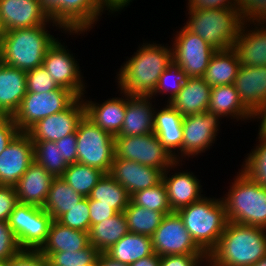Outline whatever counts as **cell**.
<instances>
[{
    "label": "cell",
    "instance_id": "d4e9b609",
    "mask_svg": "<svg viewBox=\"0 0 266 266\" xmlns=\"http://www.w3.org/2000/svg\"><path fill=\"white\" fill-rule=\"evenodd\" d=\"M53 178L34 161L14 186L18 203L43 207Z\"/></svg>",
    "mask_w": 266,
    "mask_h": 266
},
{
    "label": "cell",
    "instance_id": "ee69618b",
    "mask_svg": "<svg viewBox=\"0 0 266 266\" xmlns=\"http://www.w3.org/2000/svg\"><path fill=\"white\" fill-rule=\"evenodd\" d=\"M27 92L43 93L58 89V84L52 79L43 66L26 71Z\"/></svg>",
    "mask_w": 266,
    "mask_h": 266
},
{
    "label": "cell",
    "instance_id": "2e32d148",
    "mask_svg": "<svg viewBox=\"0 0 266 266\" xmlns=\"http://www.w3.org/2000/svg\"><path fill=\"white\" fill-rule=\"evenodd\" d=\"M33 162V142L20 132L0 154V185L15 186Z\"/></svg>",
    "mask_w": 266,
    "mask_h": 266
},
{
    "label": "cell",
    "instance_id": "5bb4252c",
    "mask_svg": "<svg viewBox=\"0 0 266 266\" xmlns=\"http://www.w3.org/2000/svg\"><path fill=\"white\" fill-rule=\"evenodd\" d=\"M153 250L159 256L206 254L193 240L176 211L165 214L152 236Z\"/></svg>",
    "mask_w": 266,
    "mask_h": 266
},
{
    "label": "cell",
    "instance_id": "94428289",
    "mask_svg": "<svg viewBox=\"0 0 266 266\" xmlns=\"http://www.w3.org/2000/svg\"><path fill=\"white\" fill-rule=\"evenodd\" d=\"M4 27H3V22L1 19V14H0V37L2 36V34L4 33Z\"/></svg>",
    "mask_w": 266,
    "mask_h": 266
},
{
    "label": "cell",
    "instance_id": "44dd1931",
    "mask_svg": "<svg viewBox=\"0 0 266 266\" xmlns=\"http://www.w3.org/2000/svg\"><path fill=\"white\" fill-rule=\"evenodd\" d=\"M239 98L256 116L266 103V66H240L234 82Z\"/></svg>",
    "mask_w": 266,
    "mask_h": 266
},
{
    "label": "cell",
    "instance_id": "f1b7e54d",
    "mask_svg": "<svg viewBox=\"0 0 266 266\" xmlns=\"http://www.w3.org/2000/svg\"><path fill=\"white\" fill-rule=\"evenodd\" d=\"M90 245L89 234L61 225L53 220L47 239L39 251L48 258L54 252L78 251Z\"/></svg>",
    "mask_w": 266,
    "mask_h": 266
},
{
    "label": "cell",
    "instance_id": "7bdbcfd3",
    "mask_svg": "<svg viewBox=\"0 0 266 266\" xmlns=\"http://www.w3.org/2000/svg\"><path fill=\"white\" fill-rule=\"evenodd\" d=\"M56 221L65 227L89 232L90 209L88 197H84L77 205L62 214Z\"/></svg>",
    "mask_w": 266,
    "mask_h": 266
},
{
    "label": "cell",
    "instance_id": "e0dca14e",
    "mask_svg": "<svg viewBox=\"0 0 266 266\" xmlns=\"http://www.w3.org/2000/svg\"><path fill=\"white\" fill-rule=\"evenodd\" d=\"M182 165H184L182 162L176 161L163 173L162 181L166 187L168 202L172 211H177L205 196V194H201L203 193L201 179L199 180L194 172L181 171L179 167L181 168ZM171 170L174 172L171 173Z\"/></svg>",
    "mask_w": 266,
    "mask_h": 266
},
{
    "label": "cell",
    "instance_id": "60d3db41",
    "mask_svg": "<svg viewBox=\"0 0 266 266\" xmlns=\"http://www.w3.org/2000/svg\"><path fill=\"white\" fill-rule=\"evenodd\" d=\"M188 78L187 74L179 66L172 63L159 77L157 87L151 97L155 99L158 95H168L166 97L168 100L165 99V103H169L178 94Z\"/></svg>",
    "mask_w": 266,
    "mask_h": 266
},
{
    "label": "cell",
    "instance_id": "91938a15",
    "mask_svg": "<svg viewBox=\"0 0 266 266\" xmlns=\"http://www.w3.org/2000/svg\"><path fill=\"white\" fill-rule=\"evenodd\" d=\"M252 266H266V256L259 259L255 264Z\"/></svg>",
    "mask_w": 266,
    "mask_h": 266
},
{
    "label": "cell",
    "instance_id": "f5cc1de1",
    "mask_svg": "<svg viewBox=\"0 0 266 266\" xmlns=\"http://www.w3.org/2000/svg\"><path fill=\"white\" fill-rule=\"evenodd\" d=\"M53 22L65 30V0H40Z\"/></svg>",
    "mask_w": 266,
    "mask_h": 266
},
{
    "label": "cell",
    "instance_id": "d6a6232c",
    "mask_svg": "<svg viewBox=\"0 0 266 266\" xmlns=\"http://www.w3.org/2000/svg\"><path fill=\"white\" fill-rule=\"evenodd\" d=\"M129 232L123 212L94 224L88 232L90 244L104 253Z\"/></svg>",
    "mask_w": 266,
    "mask_h": 266
},
{
    "label": "cell",
    "instance_id": "b9f144b4",
    "mask_svg": "<svg viewBox=\"0 0 266 266\" xmlns=\"http://www.w3.org/2000/svg\"><path fill=\"white\" fill-rule=\"evenodd\" d=\"M99 251L90 244L78 251H61L52 253L47 260L55 266H86L93 264Z\"/></svg>",
    "mask_w": 266,
    "mask_h": 266
},
{
    "label": "cell",
    "instance_id": "003e7915",
    "mask_svg": "<svg viewBox=\"0 0 266 266\" xmlns=\"http://www.w3.org/2000/svg\"><path fill=\"white\" fill-rule=\"evenodd\" d=\"M3 117H4V115L0 112V119L3 118Z\"/></svg>",
    "mask_w": 266,
    "mask_h": 266
},
{
    "label": "cell",
    "instance_id": "9c48e42d",
    "mask_svg": "<svg viewBox=\"0 0 266 266\" xmlns=\"http://www.w3.org/2000/svg\"><path fill=\"white\" fill-rule=\"evenodd\" d=\"M52 221L42 207L18 203L8 224L21 249L39 250L47 239Z\"/></svg>",
    "mask_w": 266,
    "mask_h": 266
},
{
    "label": "cell",
    "instance_id": "603a6c76",
    "mask_svg": "<svg viewBox=\"0 0 266 266\" xmlns=\"http://www.w3.org/2000/svg\"><path fill=\"white\" fill-rule=\"evenodd\" d=\"M154 111V134L161 144L182 162L183 116L169 103ZM177 152V153H176Z\"/></svg>",
    "mask_w": 266,
    "mask_h": 266
},
{
    "label": "cell",
    "instance_id": "9a60e30c",
    "mask_svg": "<svg viewBox=\"0 0 266 266\" xmlns=\"http://www.w3.org/2000/svg\"><path fill=\"white\" fill-rule=\"evenodd\" d=\"M85 116V105L78 97L67 109L42 118L26 133L32 141H58L76 132L79 122Z\"/></svg>",
    "mask_w": 266,
    "mask_h": 266
},
{
    "label": "cell",
    "instance_id": "8fae6325",
    "mask_svg": "<svg viewBox=\"0 0 266 266\" xmlns=\"http://www.w3.org/2000/svg\"><path fill=\"white\" fill-rule=\"evenodd\" d=\"M179 29L171 38L173 63L188 77H203L216 49L183 26Z\"/></svg>",
    "mask_w": 266,
    "mask_h": 266
},
{
    "label": "cell",
    "instance_id": "7402d4cb",
    "mask_svg": "<svg viewBox=\"0 0 266 266\" xmlns=\"http://www.w3.org/2000/svg\"><path fill=\"white\" fill-rule=\"evenodd\" d=\"M119 91L120 95L118 96H121V98L118 96L108 98L101 104L86 99L85 95L82 97L85 105V116L113 136L120 133L126 114V93Z\"/></svg>",
    "mask_w": 266,
    "mask_h": 266
},
{
    "label": "cell",
    "instance_id": "4fadbf2b",
    "mask_svg": "<svg viewBox=\"0 0 266 266\" xmlns=\"http://www.w3.org/2000/svg\"><path fill=\"white\" fill-rule=\"evenodd\" d=\"M222 117L204 111L183 118L182 161L194 158L210 150L218 139ZM221 122V123H220Z\"/></svg>",
    "mask_w": 266,
    "mask_h": 266
},
{
    "label": "cell",
    "instance_id": "680465c9",
    "mask_svg": "<svg viewBox=\"0 0 266 266\" xmlns=\"http://www.w3.org/2000/svg\"><path fill=\"white\" fill-rule=\"evenodd\" d=\"M258 120V121H257ZM255 121L259 122L258 129L266 132V103L255 116Z\"/></svg>",
    "mask_w": 266,
    "mask_h": 266
},
{
    "label": "cell",
    "instance_id": "db71d44e",
    "mask_svg": "<svg viewBox=\"0 0 266 266\" xmlns=\"http://www.w3.org/2000/svg\"><path fill=\"white\" fill-rule=\"evenodd\" d=\"M88 206L90 209V227L94 224L104 221L118 212L109 205L96 204V200L88 199Z\"/></svg>",
    "mask_w": 266,
    "mask_h": 266
},
{
    "label": "cell",
    "instance_id": "6125c7cd",
    "mask_svg": "<svg viewBox=\"0 0 266 266\" xmlns=\"http://www.w3.org/2000/svg\"><path fill=\"white\" fill-rule=\"evenodd\" d=\"M4 66H5V61H4L3 57H2V55L0 54V72L3 69Z\"/></svg>",
    "mask_w": 266,
    "mask_h": 266
},
{
    "label": "cell",
    "instance_id": "ba28073f",
    "mask_svg": "<svg viewBox=\"0 0 266 266\" xmlns=\"http://www.w3.org/2000/svg\"><path fill=\"white\" fill-rule=\"evenodd\" d=\"M77 98L63 87L41 94L27 92L12 118L21 132H27L42 118L67 109Z\"/></svg>",
    "mask_w": 266,
    "mask_h": 266
},
{
    "label": "cell",
    "instance_id": "8992f818",
    "mask_svg": "<svg viewBox=\"0 0 266 266\" xmlns=\"http://www.w3.org/2000/svg\"><path fill=\"white\" fill-rule=\"evenodd\" d=\"M194 242L207 254L217 246L228 222L224 202L203 196L176 211Z\"/></svg>",
    "mask_w": 266,
    "mask_h": 266
},
{
    "label": "cell",
    "instance_id": "ac0fdd59",
    "mask_svg": "<svg viewBox=\"0 0 266 266\" xmlns=\"http://www.w3.org/2000/svg\"><path fill=\"white\" fill-rule=\"evenodd\" d=\"M0 14L4 31L57 24L40 0H0Z\"/></svg>",
    "mask_w": 266,
    "mask_h": 266
},
{
    "label": "cell",
    "instance_id": "03108f58",
    "mask_svg": "<svg viewBox=\"0 0 266 266\" xmlns=\"http://www.w3.org/2000/svg\"><path fill=\"white\" fill-rule=\"evenodd\" d=\"M86 266H97V260L93 264H89V265H86Z\"/></svg>",
    "mask_w": 266,
    "mask_h": 266
},
{
    "label": "cell",
    "instance_id": "6f0895ef",
    "mask_svg": "<svg viewBox=\"0 0 266 266\" xmlns=\"http://www.w3.org/2000/svg\"><path fill=\"white\" fill-rule=\"evenodd\" d=\"M96 260L97 266H129L128 264L111 259L105 253H99Z\"/></svg>",
    "mask_w": 266,
    "mask_h": 266
},
{
    "label": "cell",
    "instance_id": "7a4b0ae2",
    "mask_svg": "<svg viewBox=\"0 0 266 266\" xmlns=\"http://www.w3.org/2000/svg\"><path fill=\"white\" fill-rule=\"evenodd\" d=\"M49 25L71 37L88 34L87 31H65L59 24L5 31L0 37V54L5 64L23 71L42 66L47 50L58 39L48 31Z\"/></svg>",
    "mask_w": 266,
    "mask_h": 266
},
{
    "label": "cell",
    "instance_id": "681fc988",
    "mask_svg": "<svg viewBox=\"0 0 266 266\" xmlns=\"http://www.w3.org/2000/svg\"><path fill=\"white\" fill-rule=\"evenodd\" d=\"M17 204L15 187L0 185V221L8 222L10 214Z\"/></svg>",
    "mask_w": 266,
    "mask_h": 266
},
{
    "label": "cell",
    "instance_id": "836d02e7",
    "mask_svg": "<svg viewBox=\"0 0 266 266\" xmlns=\"http://www.w3.org/2000/svg\"><path fill=\"white\" fill-rule=\"evenodd\" d=\"M83 198L62 177H54L42 208L53 220H57L62 214L77 205Z\"/></svg>",
    "mask_w": 266,
    "mask_h": 266
},
{
    "label": "cell",
    "instance_id": "816d5d0a",
    "mask_svg": "<svg viewBox=\"0 0 266 266\" xmlns=\"http://www.w3.org/2000/svg\"><path fill=\"white\" fill-rule=\"evenodd\" d=\"M20 132L12 117L4 116L0 119V154Z\"/></svg>",
    "mask_w": 266,
    "mask_h": 266
},
{
    "label": "cell",
    "instance_id": "277c9868",
    "mask_svg": "<svg viewBox=\"0 0 266 266\" xmlns=\"http://www.w3.org/2000/svg\"><path fill=\"white\" fill-rule=\"evenodd\" d=\"M184 28L197 34L216 50L234 48L243 19L237 8L187 9Z\"/></svg>",
    "mask_w": 266,
    "mask_h": 266
},
{
    "label": "cell",
    "instance_id": "11a10c76",
    "mask_svg": "<svg viewBox=\"0 0 266 266\" xmlns=\"http://www.w3.org/2000/svg\"><path fill=\"white\" fill-rule=\"evenodd\" d=\"M236 0H188L186 9L236 8Z\"/></svg>",
    "mask_w": 266,
    "mask_h": 266
},
{
    "label": "cell",
    "instance_id": "e7e4bbea",
    "mask_svg": "<svg viewBox=\"0 0 266 266\" xmlns=\"http://www.w3.org/2000/svg\"><path fill=\"white\" fill-rule=\"evenodd\" d=\"M46 266H55V265L51 264L46 258Z\"/></svg>",
    "mask_w": 266,
    "mask_h": 266
},
{
    "label": "cell",
    "instance_id": "7c38bea8",
    "mask_svg": "<svg viewBox=\"0 0 266 266\" xmlns=\"http://www.w3.org/2000/svg\"><path fill=\"white\" fill-rule=\"evenodd\" d=\"M61 41L58 38L47 50L42 66L59 87L72 91L77 97H83L87 92L85 77L75 55Z\"/></svg>",
    "mask_w": 266,
    "mask_h": 266
},
{
    "label": "cell",
    "instance_id": "be15d7a7",
    "mask_svg": "<svg viewBox=\"0 0 266 266\" xmlns=\"http://www.w3.org/2000/svg\"><path fill=\"white\" fill-rule=\"evenodd\" d=\"M0 266H8V260H0Z\"/></svg>",
    "mask_w": 266,
    "mask_h": 266
},
{
    "label": "cell",
    "instance_id": "f35d334b",
    "mask_svg": "<svg viewBox=\"0 0 266 266\" xmlns=\"http://www.w3.org/2000/svg\"><path fill=\"white\" fill-rule=\"evenodd\" d=\"M34 161L43 166L53 177H61L68 163L61 157L60 149L52 141H32Z\"/></svg>",
    "mask_w": 266,
    "mask_h": 266
},
{
    "label": "cell",
    "instance_id": "9f6ffc18",
    "mask_svg": "<svg viewBox=\"0 0 266 266\" xmlns=\"http://www.w3.org/2000/svg\"><path fill=\"white\" fill-rule=\"evenodd\" d=\"M129 266H160V256L154 252L147 257L135 261Z\"/></svg>",
    "mask_w": 266,
    "mask_h": 266
},
{
    "label": "cell",
    "instance_id": "3957f363",
    "mask_svg": "<svg viewBox=\"0 0 266 266\" xmlns=\"http://www.w3.org/2000/svg\"><path fill=\"white\" fill-rule=\"evenodd\" d=\"M266 256V229L228 221L207 266H252Z\"/></svg>",
    "mask_w": 266,
    "mask_h": 266
},
{
    "label": "cell",
    "instance_id": "74e56055",
    "mask_svg": "<svg viewBox=\"0 0 266 266\" xmlns=\"http://www.w3.org/2000/svg\"><path fill=\"white\" fill-rule=\"evenodd\" d=\"M258 141L254 148L247 153L240 169L250 179L266 187V132L258 129Z\"/></svg>",
    "mask_w": 266,
    "mask_h": 266
},
{
    "label": "cell",
    "instance_id": "f546056e",
    "mask_svg": "<svg viewBox=\"0 0 266 266\" xmlns=\"http://www.w3.org/2000/svg\"><path fill=\"white\" fill-rule=\"evenodd\" d=\"M103 13L99 0H65V31L90 32Z\"/></svg>",
    "mask_w": 266,
    "mask_h": 266
},
{
    "label": "cell",
    "instance_id": "d590c367",
    "mask_svg": "<svg viewBox=\"0 0 266 266\" xmlns=\"http://www.w3.org/2000/svg\"><path fill=\"white\" fill-rule=\"evenodd\" d=\"M129 232L152 237L164 217L163 212L152 211L131 200L123 212Z\"/></svg>",
    "mask_w": 266,
    "mask_h": 266
},
{
    "label": "cell",
    "instance_id": "7dc6e473",
    "mask_svg": "<svg viewBox=\"0 0 266 266\" xmlns=\"http://www.w3.org/2000/svg\"><path fill=\"white\" fill-rule=\"evenodd\" d=\"M207 258V254L160 256V266H207Z\"/></svg>",
    "mask_w": 266,
    "mask_h": 266
},
{
    "label": "cell",
    "instance_id": "52a82bcc",
    "mask_svg": "<svg viewBox=\"0 0 266 266\" xmlns=\"http://www.w3.org/2000/svg\"><path fill=\"white\" fill-rule=\"evenodd\" d=\"M77 162L110 173L115 156V136L84 116L76 130Z\"/></svg>",
    "mask_w": 266,
    "mask_h": 266
},
{
    "label": "cell",
    "instance_id": "bcb514c9",
    "mask_svg": "<svg viewBox=\"0 0 266 266\" xmlns=\"http://www.w3.org/2000/svg\"><path fill=\"white\" fill-rule=\"evenodd\" d=\"M21 250L7 221H0V260H9Z\"/></svg>",
    "mask_w": 266,
    "mask_h": 266
},
{
    "label": "cell",
    "instance_id": "c3c4849f",
    "mask_svg": "<svg viewBox=\"0 0 266 266\" xmlns=\"http://www.w3.org/2000/svg\"><path fill=\"white\" fill-rule=\"evenodd\" d=\"M8 266H46V257L39 250L21 249L8 260Z\"/></svg>",
    "mask_w": 266,
    "mask_h": 266
},
{
    "label": "cell",
    "instance_id": "1f68e13d",
    "mask_svg": "<svg viewBox=\"0 0 266 266\" xmlns=\"http://www.w3.org/2000/svg\"><path fill=\"white\" fill-rule=\"evenodd\" d=\"M104 253L115 261L130 265L154 253L152 237L128 232Z\"/></svg>",
    "mask_w": 266,
    "mask_h": 266
},
{
    "label": "cell",
    "instance_id": "8d00e7d4",
    "mask_svg": "<svg viewBox=\"0 0 266 266\" xmlns=\"http://www.w3.org/2000/svg\"><path fill=\"white\" fill-rule=\"evenodd\" d=\"M105 172L81 163L69 164L62 179L77 193L88 197Z\"/></svg>",
    "mask_w": 266,
    "mask_h": 266
},
{
    "label": "cell",
    "instance_id": "5b68a950",
    "mask_svg": "<svg viewBox=\"0 0 266 266\" xmlns=\"http://www.w3.org/2000/svg\"><path fill=\"white\" fill-rule=\"evenodd\" d=\"M221 197L228 221L266 229V187L239 170Z\"/></svg>",
    "mask_w": 266,
    "mask_h": 266
},
{
    "label": "cell",
    "instance_id": "cb8c5ba5",
    "mask_svg": "<svg viewBox=\"0 0 266 266\" xmlns=\"http://www.w3.org/2000/svg\"><path fill=\"white\" fill-rule=\"evenodd\" d=\"M151 96H130L126 93V114L116 136H142L154 132V111ZM154 105V106H153Z\"/></svg>",
    "mask_w": 266,
    "mask_h": 266
},
{
    "label": "cell",
    "instance_id": "83f0119b",
    "mask_svg": "<svg viewBox=\"0 0 266 266\" xmlns=\"http://www.w3.org/2000/svg\"><path fill=\"white\" fill-rule=\"evenodd\" d=\"M208 111L222 118L246 121L255 120V116L245 107L239 98L234 84L211 87Z\"/></svg>",
    "mask_w": 266,
    "mask_h": 266
},
{
    "label": "cell",
    "instance_id": "ffe728a7",
    "mask_svg": "<svg viewBox=\"0 0 266 266\" xmlns=\"http://www.w3.org/2000/svg\"><path fill=\"white\" fill-rule=\"evenodd\" d=\"M234 49L242 66H266V21L244 22Z\"/></svg>",
    "mask_w": 266,
    "mask_h": 266
},
{
    "label": "cell",
    "instance_id": "e575fe53",
    "mask_svg": "<svg viewBox=\"0 0 266 266\" xmlns=\"http://www.w3.org/2000/svg\"><path fill=\"white\" fill-rule=\"evenodd\" d=\"M88 199L96 200V204L109 205L118 213L124 212L130 202V195L109 173H105L91 190Z\"/></svg>",
    "mask_w": 266,
    "mask_h": 266
},
{
    "label": "cell",
    "instance_id": "d6986e66",
    "mask_svg": "<svg viewBox=\"0 0 266 266\" xmlns=\"http://www.w3.org/2000/svg\"><path fill=\"white\" fill-rule=\"evenodd\" d=\"M162 169L114 156L110 175L124 187L130 197L143 189L154 187L163 180Z\"/></svg>",
    "mask_w": 266,
    "mask_h": 266
},
{
    "label": "cell",
    "instance_id": "4dcf8cb0",
    "mask_svg": "<svg viewBox=\"0 0 266 266\" xmlns=\"http://www.w3.org/2000/svg\"><path fill=\"white\" fill-rule=\"evenodd\" d=\"M240 66L239 56L234 48L216 50L203 78L211 87L234 84Z\"/></svg>",
    "mask_w": 266,
    "mask_h": 266
},
{
    "label": "cell",
    "instance_id": "f907efd6",
    "mask_svg": "<svg viewBox=\"0 0 266 266\" xmlns=\"http://www.w3.org/2000/svg\"><path fill=\"white\" fill-rule=\"evenodd\" d=\"M56 146L60 149L61 157L68 163L77 162V139L76 132L69 134L58 141H55Z\"/></svg>",
    "mask_w": 266,
    "mask_h": 266
},
{
    "label": "cell",
    "instance_id": "6da1fadb",
    "mask_svg": "<svg viewBox=\"0 0 266 266\" xmlns=\"http://www.w3.org/2000/svg\"><path fill=\"white\" fill-rule=\"evenodd\" d=\"M144 42L116 72L117 88L130 96H151L159 77L173 63L171 45Z\"/></svg>",
    "mask_w": 266,
    "mask_h": 266
},
{
    "label": "cell",
    "instance_id": "f6af8a7d",
    "mask_svg": "<svg viewBox=\"0 0 266 266\" xmlns=\"http://www.w3.org/2000/svg\"><path fill=\"white\" fill-rule=\"evenodd\" d=\"M235 5L243 22L266 21V0H236Z\"/></svg>",
    "mask_w": 266,
    "mask_h": 266
},
{
    "label": "cell",
    "instance_id": "484cf974",
    "mask_svg": "<svg viewBox=\"0 0 266 266\" xmlns=\"http://www.w3.org/2000/svg\"><path fill=\"white\" fill-rule=\"evenodd\" d=\"M211 86L203 77H189L169 102L183 117L208 110Z\"/></svg>",
    "mask_w": 266,
    "mask_h": 266
},
{
    "label": "cell",
    "instance_id": "4316f807",
    "mask_svg": "<svg viewBox=\"0 0 266 266\" xmlns=\"http://www.w3.org/2000/svg\"><path fill=\"white\" fill-rule=\"evenodd\" d=\"M26 71L6 65L0 72V112L13 117L27 93Z\"/></svg>",
    "mask_w": 266,
    "mask_h": 266
},
{
    "label": "cell",
    "instance_id": "ab89813d",
    "mask_svg": "<svg viewBox=\"0 0 266 266\" xmlns=\"http://www.w3.org/2000/svg\"><path fill=\"white\" fill-rule=\"evenodd\" d=\"M130 200L135 205L152 211L163 212L164 214L173 212L168 202L167 191L163 181L154 187L134 193Z\"/></svg>",
    "mask_w": 266,
    "mask_h": 266
},
{
    "label": "cell",
    "instance_id": "30bf717a",
    "mask_svg": "<svg viewBox=\"0 0 266 266\" xmlns=\"http://www.w3.org/2000/svg\"><path fill=\"white\" fill-rule=\"evenodd\" d=\"M115 157L162 169L172 166L175 157L154 133L142 136H115Z\"/></svg>",
    "mask_w": 266,
    "mask_h": 266
}]
</instances>
